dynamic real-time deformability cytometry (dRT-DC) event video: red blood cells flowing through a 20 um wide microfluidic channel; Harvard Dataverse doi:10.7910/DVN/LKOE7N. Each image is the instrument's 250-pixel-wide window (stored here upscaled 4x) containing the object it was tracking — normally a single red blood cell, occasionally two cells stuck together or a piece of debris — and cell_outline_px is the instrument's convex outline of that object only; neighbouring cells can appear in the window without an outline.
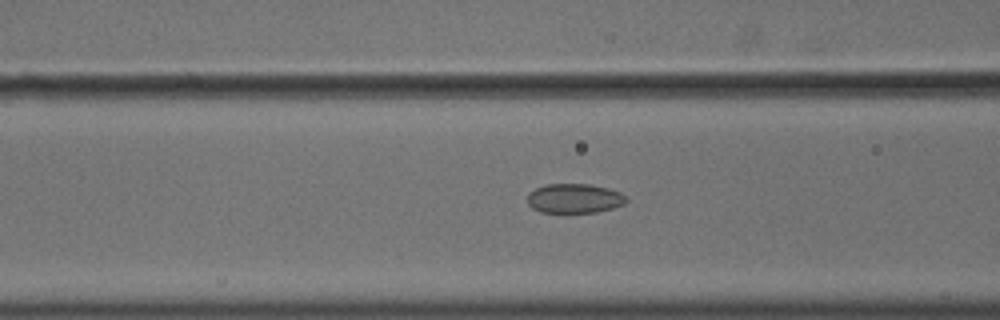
{"species": "common noctule bat (a hibernating species)", "species_latin": "Nyctalus noctula", "temperature_condition": "cold", "stored_images_in_passage": 50, "camera_frame_rate_fps": 3000, "um_per_image_px": 0.085, "animal": {"sex": "male", "body_mass_g": 18.8}, "frame": {"image": 1, "passage_image": 17, "time_ms": 5.333, "image_size_px": [1000, 320], "cell_outline_px": [[628, 200], [624, 204], [612, 208], [596, 212], [540, 212], [532, 208], [528, 204], [528, 192], [544, 184], [588, 184], [608, 188], [620, 192]], "centroid_in_image_um": [48.8, 16.86], "position_along_channel_um": 117.8, "area_um2": 16.94}}
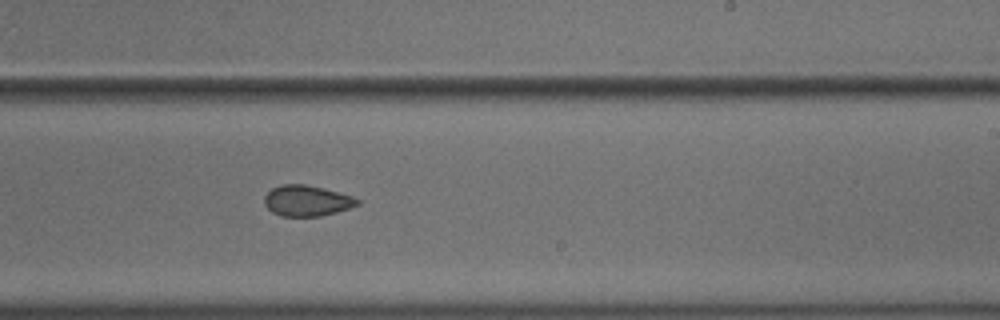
{"frame": {"image": 2, "passage_image": 29, "time_ms": 9.333, "image_size_px": [1000, 320], "cell_outline_px": [[360, 204], [336, 212], [320, 216], [280, 216], [272, 212], [264, 204], [264, 196], [272, 188], [280, 184], [304, 184], [324, 188], [352, 196], [360, 200]], "centroid_in_image_um": [26.06, 17.05], "position_along_channel_um": 262.9, "area_um2": 16.7}}
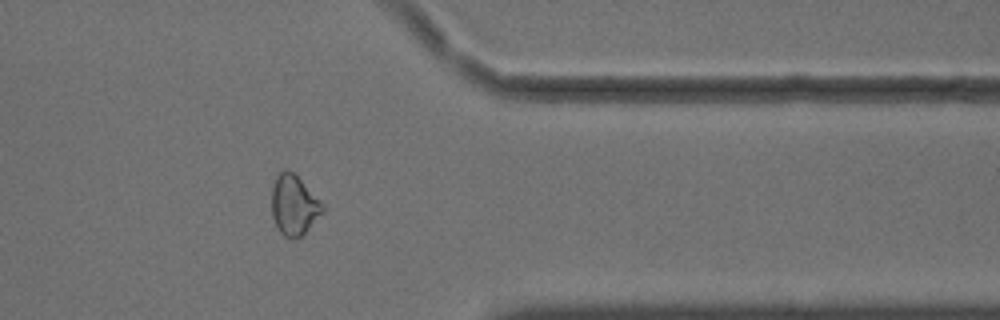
{"frame": {"image": 3, "passage_image": 40, "time_ms": 13.0, "image_size_px": [1000, 320], "cell_outline_px": [[324, 208], [304, 232], [300, 236], [284, 236], [280, 232], [272, 216], [272, 188], [276, 176], [284, 168], [288, 168], [324, 204]], "centroid_in_image_um": [24.95, 17.38], "position_along_channel_um": 386.5, "area_um2": 17.11}, "authors_computed_cell_mechanics": {"area_um2": 17.5134, "velocity_mm_per_s": 3.6265, "shape_relaxation_time_tau1_ms": 5.5592, "shape_relaxation_time_tau2_ms": 3.6725, "deformation_change_tau1": 0.0649, "deformation_change_tau2": 0.0779}}